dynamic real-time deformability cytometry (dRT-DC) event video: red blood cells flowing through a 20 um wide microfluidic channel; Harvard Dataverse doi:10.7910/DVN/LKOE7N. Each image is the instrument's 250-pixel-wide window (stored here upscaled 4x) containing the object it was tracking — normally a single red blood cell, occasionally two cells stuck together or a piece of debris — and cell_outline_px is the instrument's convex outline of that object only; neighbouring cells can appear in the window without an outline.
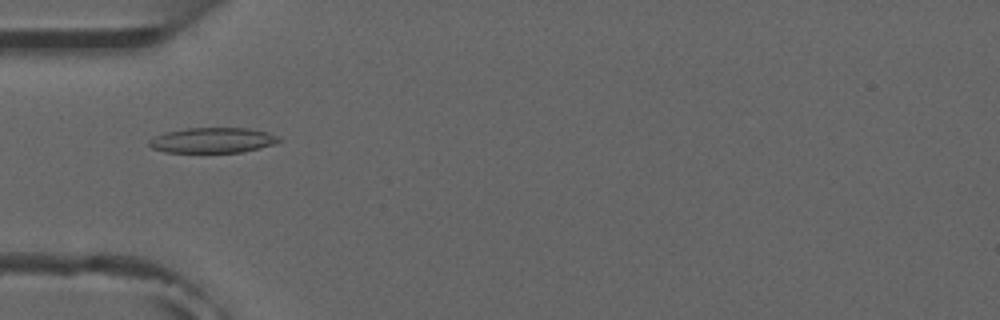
{"species": "common noctule bat (a hibernating species)", "species_latin": "Nyctalus noctula", "temperature_condition": "room temperature", "stored_images_in_passage": 5, "camera_frame_rate_fps": 3000, "um_per_image_px": 0.085, "animal": {"sex": "male", "forearm_length_mm": 52.5}, "frame": {"image": 1, "passage_image": 5, "time_ms": 4.667, "image_size_px": [1000, 320], "cell_outline_px": [[280, 140], [272, 144], [240, 152], [164, 152], [152, 148], [148, 144], [148, 140], [164, 132], [188, 128], [248, 128], [280, 136]], "centroid_in_image_um": [18.01, 11.92], "position_along_channel_um": 67.0, "area_um2": 18.84}}